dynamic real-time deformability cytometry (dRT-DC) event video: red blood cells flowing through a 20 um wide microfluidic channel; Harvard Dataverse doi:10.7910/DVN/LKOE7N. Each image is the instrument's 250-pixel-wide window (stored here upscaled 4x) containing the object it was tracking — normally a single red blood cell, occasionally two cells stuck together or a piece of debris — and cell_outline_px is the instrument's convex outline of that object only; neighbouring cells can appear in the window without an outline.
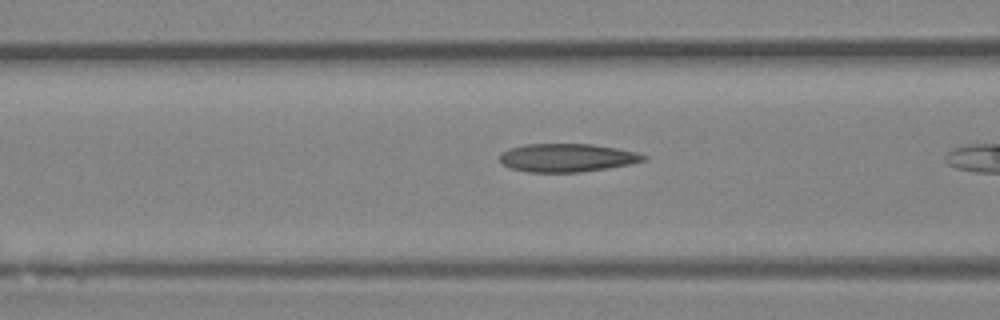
{"species": "Egyptian fruit bat (a non-hibernating species)", "species_latin": "Rousettus aegyptiacus", "temperature_condition": "room temperature", "stored_images_in_passage": 16, "camera_frame_rate_fps": 3000, "um_per_image_px": 0.085, "animal": {"sex": "female"}, "frame": {"image": 1, "passage_image": 12, "time_ms": 3.667, "image_size_px": [1000, 320], "cell_outline_px": [[648, 160], [632, 164], [608, 168], [580, 172], [528, 172], [512, 168], [504, 164], [500, 160], [500, 152], [508, 148], [524, 144], [592, 144], [616, 148], [636, 152], [648, 156]], "centroid_in_image_um": [48.23, 13.4], "position_along_channel_um": 118.4, "area_um2": 23.81}}